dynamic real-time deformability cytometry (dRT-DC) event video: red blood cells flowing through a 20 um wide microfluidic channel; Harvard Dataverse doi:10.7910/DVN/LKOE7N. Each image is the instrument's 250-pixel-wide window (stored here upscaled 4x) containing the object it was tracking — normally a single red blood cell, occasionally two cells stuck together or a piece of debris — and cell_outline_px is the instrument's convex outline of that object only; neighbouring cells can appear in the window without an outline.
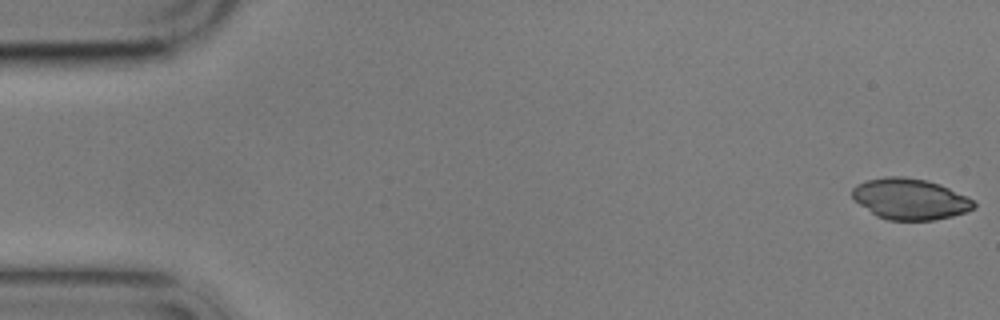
{"species": "common noctule bat (a hibernating species)", "species_latin": "Nyctalus noctula", "temperature_condition": "cold", "stored_images_in_passage": 3, "camera_frame_rate_fps": 3000, "um_per_image_px": 0.085, "animal": {"sex": "male", "body_mass_g": 17.9}, "frame": {"image": 1, "passage_image": 1, "time_ms": 0.0, "image_size_px": [1000, 320], "cell_outline_px": [[976, 208], [952, 216], [932, 220], [888, 220], [876, 216], [860, 204], [852, 196], [852, 188], [856, 184], [868, 180], [884, 176], [904, 176], [924, 180], [940, 184], [968, 196], [976, 204]], "centroid_in_image_um": [77.36, 16.91], "position_along_channel_um": 7.6, "area_um2": 29.02}}